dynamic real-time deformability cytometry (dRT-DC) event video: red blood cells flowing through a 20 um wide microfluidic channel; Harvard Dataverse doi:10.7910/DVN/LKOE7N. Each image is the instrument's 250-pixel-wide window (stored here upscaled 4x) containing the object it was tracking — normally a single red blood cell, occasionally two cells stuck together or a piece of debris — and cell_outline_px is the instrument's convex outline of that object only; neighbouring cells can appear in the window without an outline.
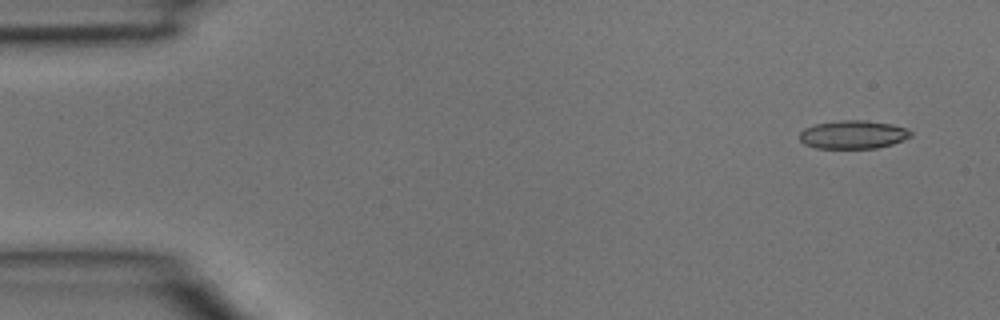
{"species": "common noctule bat (a hibernating species)", "species_latin": "Nyctalus noctula", "temperature_condition": "room temperature", "stored_images_in_passage": 3, "camera_frame_rate_fps": 3000, "um_per_image_px": 0.085, "animal": {"sex": "male", "body_mass_g": 15.6}, "frame": {"image": 1, "passage_image": 1, "time_ms": 0.0, "image_size_px": [1000, 320], "cell_outline_px": [[912, 136], [892, 144], [876, 148], [816, 148], [804, 144], [800, 140], [800, 132], [804, 128], [816, 124], [840, 120], [864, 120], [892, 124], [904, 128], [912, 132]], "centroid_in_image_um": [72.5, 11.44], "position_along_channel_um": 12.5, "area_um2": 18.26}}
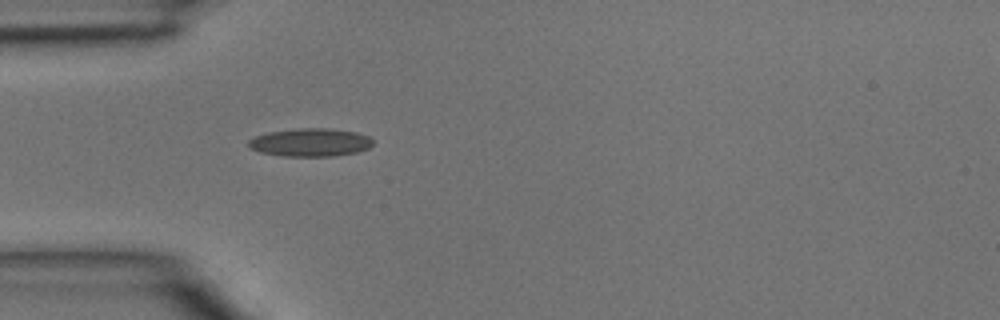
{"frame": {"image": 2, "passage_image": 3, "time_ms": 0.667, "image_size_px": [1000, 320], "cell_outline_px": [[372, 144], [368, 148], [356, 152], [336, 156], [280, 156], [260, 152], [248, 148], [248, 140], [256, 136], [268, 132], [300, 128], [328, 128], [356, 132], [368, 136], [372, 140]], "centroid_in_image_um": [26.35, 12.11], "position_along_channel_um": 58.7, "area_um2": 20.4}}